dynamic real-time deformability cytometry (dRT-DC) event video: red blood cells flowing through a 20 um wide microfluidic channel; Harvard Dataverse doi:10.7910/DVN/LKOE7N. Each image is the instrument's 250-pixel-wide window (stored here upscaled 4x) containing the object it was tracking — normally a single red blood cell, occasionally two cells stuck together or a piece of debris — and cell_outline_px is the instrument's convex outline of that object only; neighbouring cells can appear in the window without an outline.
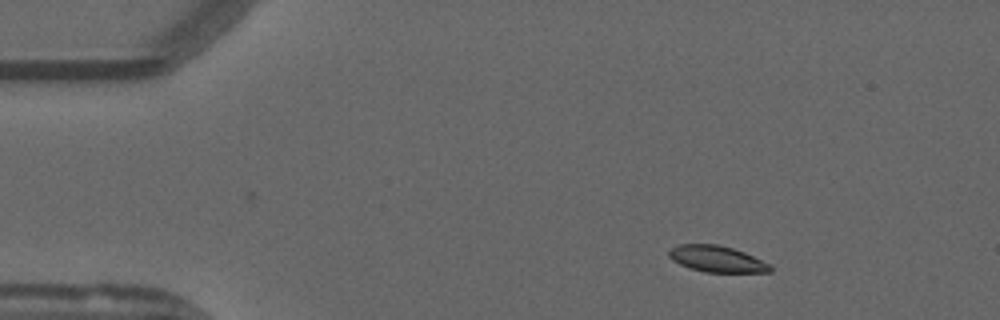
{"species": "common noctule bat (a hibernating species)", "species_latin": "Nyctalus noctula", "temperature_condition": "warm", "stored_images_in_passage": 40, "camera_frame_rate_fps": 3000, "um_per_image_px": 0.085, "animal": {"sex": "male", "forearm_length_mm": 52.5}, "frame": {"image": 1, "passage_image": 8, "time_ms": 2.333, "image_size_px": [1000, 320], "cell_outline_px": [[772, 272], [704, 272], [680, 264], [672, 260], [668, 256], [668, 252], [672, 248], [680, 244], [716, 244], [732, 248], [744, 252], [772, 264]], "centroid_in_image_um": [60.97, 22.01], "position_along_channel_um": 24.0, "area_um2": 15.49}}
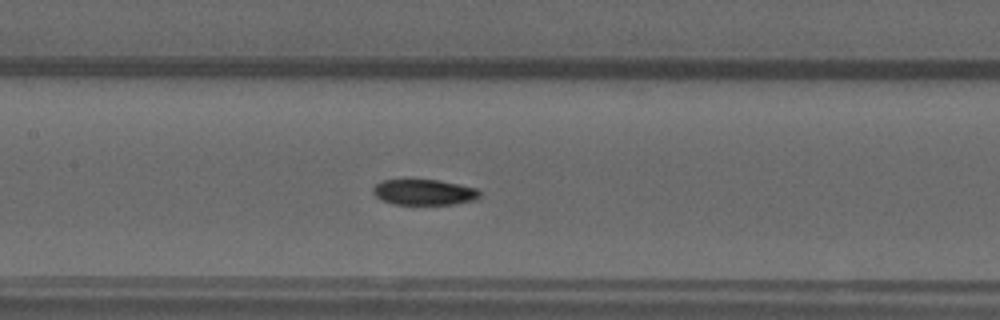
{"frame": {"image": 2, "passage_image": 26, "time_ms": 8.333, "image_size_px": [1000, 320], "cell_outline_px": [[480, 196], [476, 200], [452, 204], [392, 204], [380, 200], [372, 192], [372, 188], [380, 180], [440, 180], [460, 184], [476, 188], [480, 192]], "centroid_in_image_um": [36.03, 16.33], "position_along_channel_um": 171.4, "area_um2": 16.07}}
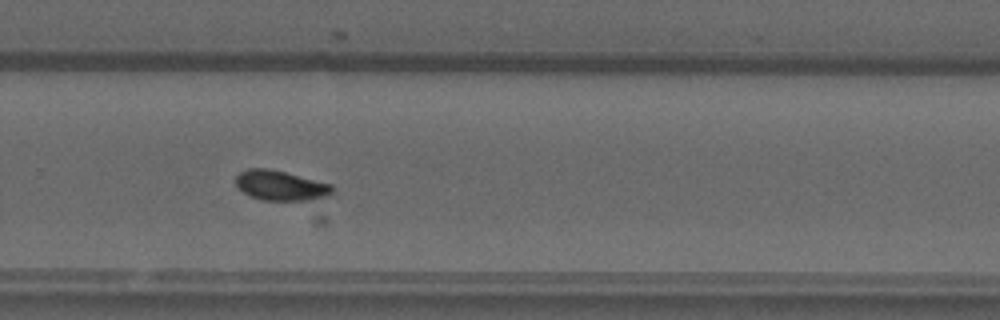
{"frame": {"image": 3, "passage_image": 37, "time_ms": 12.0, "image_size_px": [1000, 320], "cell_outline_px": [[332, 192], [324, 196], [308, 200], [260, 200], [248, 196], [236, 184], [236, 176], [240, 172], [248, 168], [268, 168], [332, 184]], "centroid_in_image_um": [23.8, 15.76], "position_along_channel_um": 306.0, "area_um2": 16.59}}